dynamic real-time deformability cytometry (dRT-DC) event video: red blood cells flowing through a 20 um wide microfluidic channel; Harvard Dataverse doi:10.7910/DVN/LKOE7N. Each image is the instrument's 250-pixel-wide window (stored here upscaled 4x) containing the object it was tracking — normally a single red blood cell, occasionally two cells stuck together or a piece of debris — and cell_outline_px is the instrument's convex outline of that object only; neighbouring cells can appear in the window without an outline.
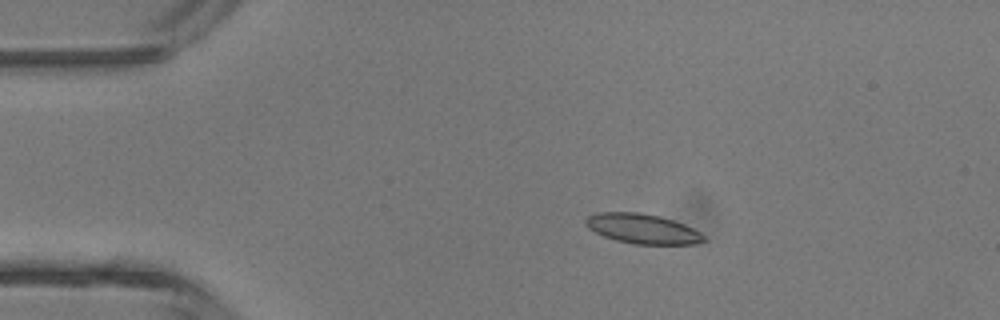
{"species": "common noctule bat (a hibernating species)", "species_latin": "Nyctalus noctula", "temperature_condition": "room temperature", "stored_images_in_passage": 4, "camera_frame_rate_fps": 3000, "um_per_image_px": 0.085, "animal": {"sex": "male", "body_mass_g": 13.3}, "frame": {"image": 1, "passage_image": 3, "time_ms": 2.333, "image_size_px": [1000, 320], "cell_outline_px": [[708, 240], [696, 244], [632, 244], [616, 240], [604, 236], [588, 228], [584, 224], [584, 220], [588, 216], [596, 212], [640, 212], [660, 216], [684, 224], [700, 232]], "centroid_in_image_um": [54.6, 19.44], "position_along_channel_um": 30.4, "area_um2": 20.63}}